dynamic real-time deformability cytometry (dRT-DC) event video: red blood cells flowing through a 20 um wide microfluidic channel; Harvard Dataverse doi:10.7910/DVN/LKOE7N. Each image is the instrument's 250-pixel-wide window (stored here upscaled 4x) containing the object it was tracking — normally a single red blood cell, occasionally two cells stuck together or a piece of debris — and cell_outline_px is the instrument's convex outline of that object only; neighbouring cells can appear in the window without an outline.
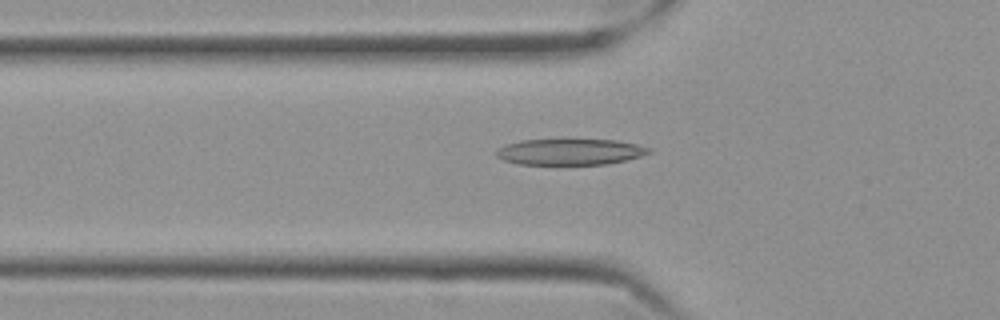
{"species": "Egyptian fruit bat (a non-hibernating species)", "species_latin": "Rousettus aegyptiacus", "temperature_condition": "cold", "stored_images_in_passage": 47, "camera_frame_rate_fps": 3000, "um_per_image_px": 0.085, "frame": {"image": 1, "passage_image": 9, "time_ms": 2.667, "image_size_px": [1000, 320], "cell_outline_px": [[652, 152], [640, 156], [608, 164], [520, 164], [504, 160], [496, 156], [496, 148], [520, 140], [560, 136], [568, 136], [616, 140], [636, 144], [652, 148]], "centroid_in_image_um": [48.44, 12.83], "position_along_channel_um": 77.4, "area_um2": 24.51}}
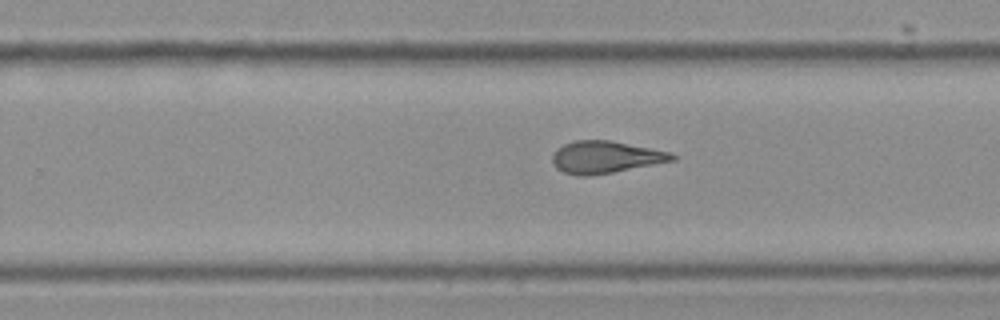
{"frame": {"image": 2, "passage_image": 26, "time_ms": 8.333, "image_size_px": [1000, 320], "cell_outline_px": [[676, 160], [612, 172], [588, 176], [576, 176], [564, 172], [556, 168], [552, 164], [552, 152], [556, 148], [564, 144], [576, 140], [608, 140], [672, 152], [676, 156]], "centroid_in_image_um": [51.42, 13.35], "position_along_channel_um": 278.4, "area_um2": 22.48}}
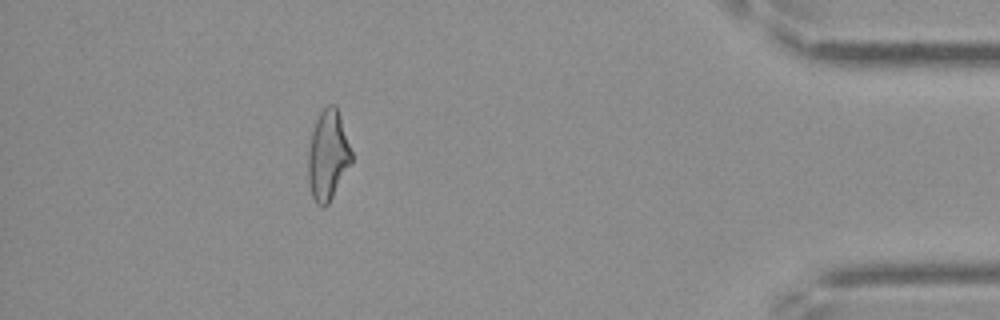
{"frame": {"image": 3, "passage_image": 41, "time_ms": 13.333, "image_size_px": [1000, 320], "cell_outline_px": [[352, 160], [328, 204], [316, 204], [312, 196], [308, 184], [308, 152], [312, 132], [316, 120], [320, 112], [328, 104], [336, 104], [352, 152]], "centroid_in_image_um": [27.86, 13.17], "position_along_channel_um": 407.3, "area_um2": 22.37}, "authors_computed_cell_mechanics": {"area_um2": 22.7732, "velocity_mm_per_s": 3.523, "shape_relaxation_time_tau1_ms": null, "shape_relaxation_time_tau2_ms": 2.5097, "deformation_change_tau1": null, "deformation_change_tau2": 0.1155}}